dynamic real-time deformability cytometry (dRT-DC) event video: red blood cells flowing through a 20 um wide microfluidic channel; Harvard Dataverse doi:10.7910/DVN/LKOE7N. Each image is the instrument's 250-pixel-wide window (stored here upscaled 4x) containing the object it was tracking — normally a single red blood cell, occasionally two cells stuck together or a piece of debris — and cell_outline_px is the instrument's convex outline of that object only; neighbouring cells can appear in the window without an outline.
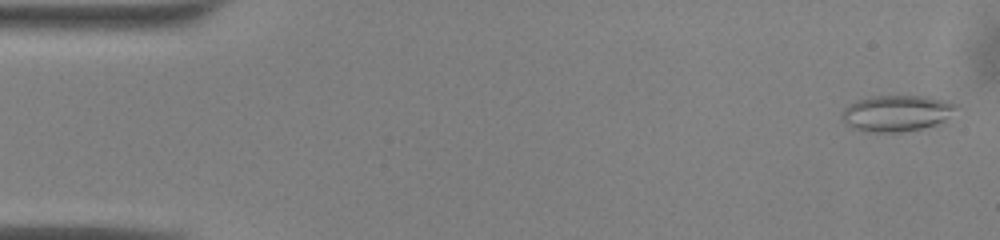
{"species": "common noctule bat (a hibernating species)", "species_latin": "Nyctalus noctula", "temperature_condition": "warm", "stored_images_in_passage": 16, "camera_frame_rate_fps": 3000, "um_per_image_px": 0.085, "animal": {"sex": "male", "body_mass_g": 13.0, "forearm_length_mm": 53.1}, "frame": {"image": 1, "passage_image": 1, "time_ms": 0.0, "image_size_px": [1000, 240], "cell_outline_px": [[960, 104], [944, 120], [936, 124], [920, 128], [896, 132], [868, 132], [852, 128], [844, 120], [844, 108], [860, 100], [872, 96], [920, 96], [960, 100]], "centroid_in_image_um": [76.32, 9.6], "position_along_channel_um": 8.7, "area_um2": 23.87}}